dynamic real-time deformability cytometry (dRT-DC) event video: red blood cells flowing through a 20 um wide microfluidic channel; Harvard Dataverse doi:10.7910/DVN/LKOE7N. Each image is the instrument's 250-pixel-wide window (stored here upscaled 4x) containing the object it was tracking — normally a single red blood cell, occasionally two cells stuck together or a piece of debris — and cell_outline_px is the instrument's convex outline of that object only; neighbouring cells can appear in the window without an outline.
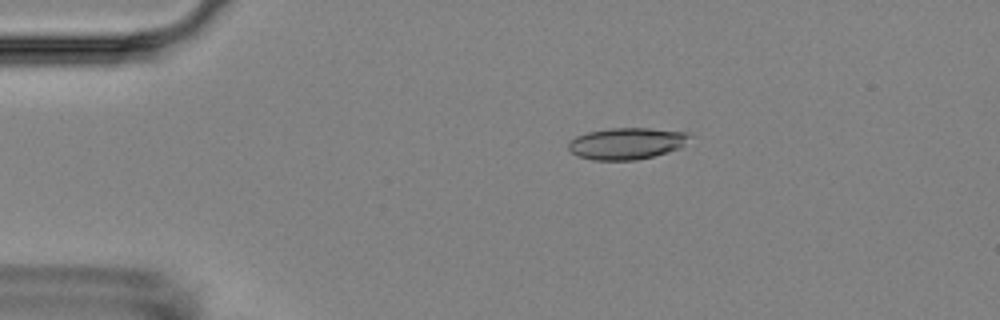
{"species": "Egyptian fruit bat (a non-hibernating species)", "species_latin": "Rousettus aegyptiacus", "temperature_condition": "room temperature", "stored_images_in_passage": 7, "camera_frame_rate_fps": 3000, "um_per_image_px": 0.085, "animal": {"sex": "female"}, "frame": {"image": 1, "passage_image": 3, "time_ms": 2.333, "image_size_px": [1000, 320], "cell_outline_px": [[692, 136], [680, 148], [652, 156], [636, 160], [592, 160], [580, 156], [572, 152], [568, 148], [568, 144], [576, 136], [588, 132], [612, 128], [652, 128], [688, 132]], "centroid_in_image_um": [53.29, 12.18], "position_along_channel_um": 31.7, "area_um2": 22.2}}
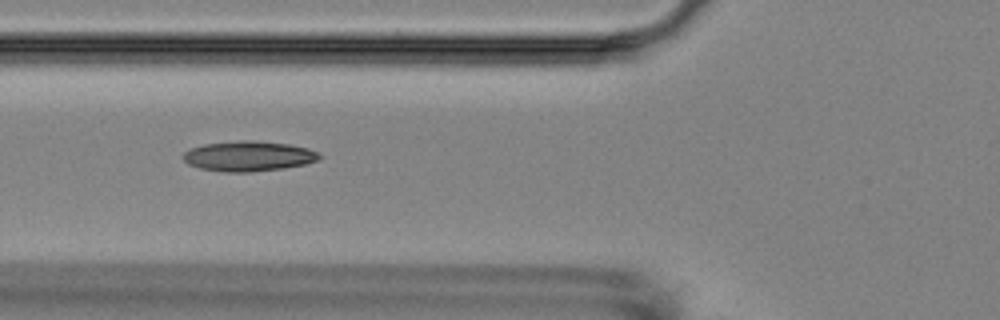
{"frame": {"image": 2, "passage_image": 6, "time_ms": 5.667, "image_size_px": [1000, 320], "cell_outline_px": [[324, 156], [320, 160], [304, 164], [284, 168], [252, 172], [224, 172], [200, 168], [188, 164], [180, 156], [184, 152], [192, 148], [204, 144], [240, 140], [256, 140], [288, 144], [308, 148]], "centroid_in_image_um": [21.13, 13.27], "position_along_channel_um": 104.7, "area_um2": 24.1}}